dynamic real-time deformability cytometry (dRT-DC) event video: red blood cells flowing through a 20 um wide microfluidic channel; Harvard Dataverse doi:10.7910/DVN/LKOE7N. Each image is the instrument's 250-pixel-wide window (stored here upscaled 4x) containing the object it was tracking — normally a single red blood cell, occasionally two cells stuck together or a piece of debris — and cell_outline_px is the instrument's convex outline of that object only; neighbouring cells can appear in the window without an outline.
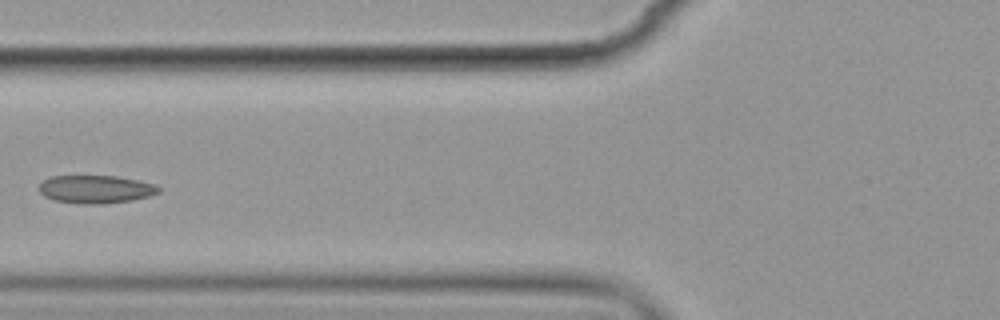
{"species": "common noctule bat (a hibernating species)", "species_latin": "Nyctalus noctula", "temperature_condition": "cold", "stored_images_in_passage": 8, "camera_frame_rate_fps": 3000, "um_per_image_px": 0.085, "animal": {"sex": "female", "body_mass_g": 19.9}, "frame": {"image": 1, "passage_image": 6, "time_ms": 5.667, "image_size_px": [1000, 320], "cell_outline_px": [[160, 192], [148, 196], [132, 200], [100, 204], [84, 204], [56, 200], [44, 196], [40, 192], [40, 184], [44, 180], [52, 176], [116, 176], [156, 184], [160, 188]], "centroid_in_image_um": [8.16, 16.08], "position_along_channel_um": 117.6, "area_um2": 19.31}}
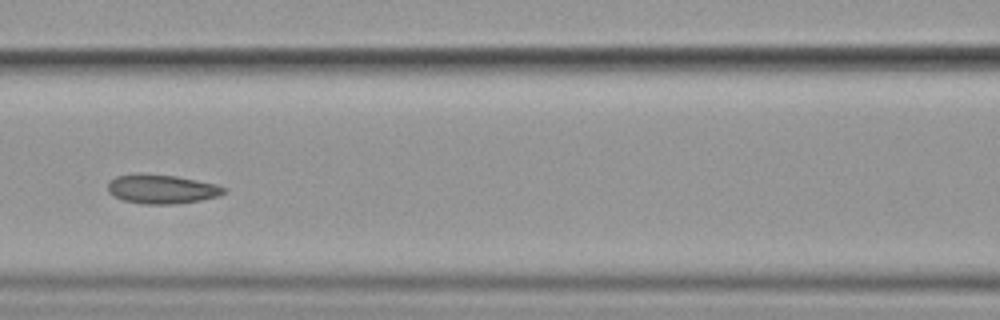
{"frame": {"image": 2, "passage_image": 7, "time_ms": 6.667, "image_size_px": [1000, 320], "cell_outline_px": [[228, 188], [224, 192], [216, 196], [200, 200], [176, 204], [144, 204], [124, 200], [112, 196], [108, 192], [108, 180], [116, 176], [176, 176], [216, 184]], "centroid_in_image_um": [13.76, 16.11], "position_along_channel_um": 152.8, "area_um2": 19.02}}
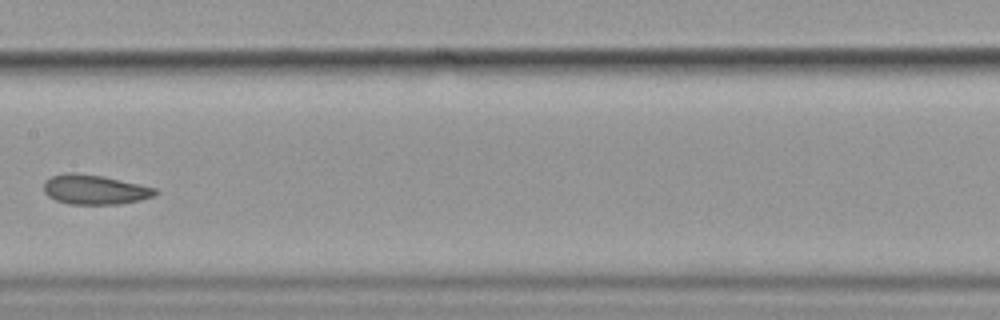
{"frame": {"image": 3, "passage_image": 8, "time_ms": 8.0, "image_size_px": [1000, 320], "cell_outline_px": [[160, 192], [152, 196], [140, 200], [120, 204], [68, 204], [56, 200], [48, 196], [44, 192], [44, 180], [52, 176], [68, 172], [72, 172], [104, 176], [156, 188]], "centroid_in_image_um": [8.04, 16.11], "position_along_channel_um": 199.4, "area_um2": 19.31}}